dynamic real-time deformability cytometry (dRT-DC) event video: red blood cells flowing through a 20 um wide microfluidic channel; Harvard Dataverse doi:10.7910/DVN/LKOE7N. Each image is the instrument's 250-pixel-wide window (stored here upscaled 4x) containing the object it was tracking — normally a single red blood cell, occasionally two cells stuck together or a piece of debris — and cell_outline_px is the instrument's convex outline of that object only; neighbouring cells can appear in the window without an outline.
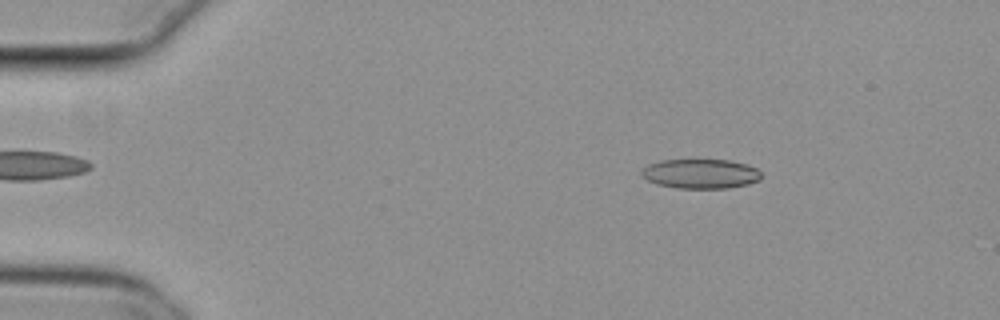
{"species": "common noctule bat (a hibernating species)", "species_latin": "Nyctalus noctula", "temperature_condition": "cold", "stored_images_in_passage": 47, "camera_frame_rate_fps": 3000, "um_per_image_px": 0.085, "animal": {"sex": "female", "body_mass_g": 29.2, "forearm_length_mm": 56.3}, "frame": {"image": 1, "passage_image": 1, "time_ms": 0.0, "image_size_px": [1000, 320], "cell_outline_px": [[760, 180], [748, 184], [728, 188], [676, 188], [656, 184], [648, 180], [640, 172], [648, 164], [660, 160], [728, 160], [748, 164], [756, 168], [760, 172]], "centroid_in_image_um": [59.56, 14.77], "position_along_channel_um": 25.4, "area_um2": 20.58}}
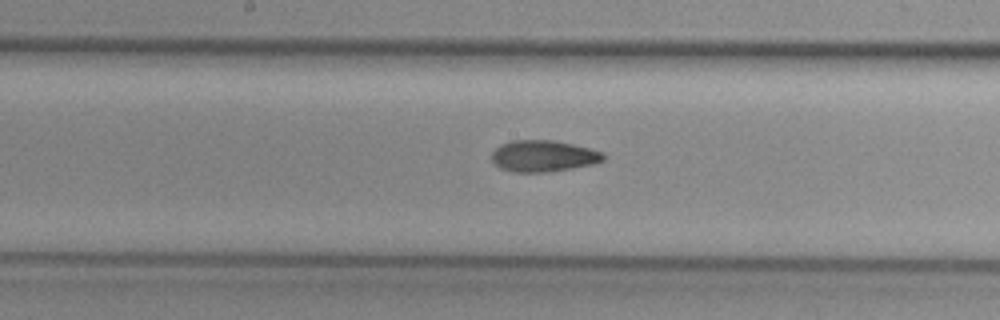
{"frame": {"image": 2, "passage_image": 21, "time_ms": 6.667, "image_size_px": [1000, 320], "cell_outline_px": [[604, 160], [592, 164], [572, 168], [548, 172], [512, 172], [500, 168], [492, 160], [492, 152], [500, 144], [512, 140], [552, 140], [572, 144], [588, 148], [600, 152], [604, 156]], "centroid_in_image_um": [46.14, 13.26], "position_along_channel_um": 202.1, "area_um2": 20.29}}
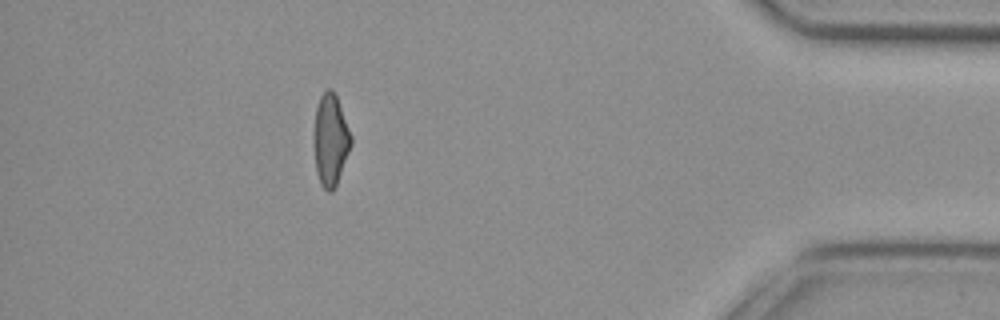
{"frame": {"image": 3, "passage_image": 41, "time_ms": 13.333, "image_size_px": [1000, 320], "cell_outline_px": [[352, 140], [336, 188], [332, 192], [328, 192], [320, 184], [316, 172], [312, 140], [312, 136], [316, 108], [320, 96], [328, 88], [332, 88], [336, 96], [352, 136]], "centroid_in_image_um": [28.06, 11.92], "position_along_channel_um": 407.1, "area_um2": 20.11}, "authors_computed_cell_mechanics": {"area_um2": 20.4612, "velocity_mm_per_s": 3.8198, "shape_relaxation_time_tau1_ms": 8.8343, "shape_relaxation_time_tau2_ms": 3.5653, "deformation_change_tau1": 0.1819, "deformation_change_tau2": 0.1007}}